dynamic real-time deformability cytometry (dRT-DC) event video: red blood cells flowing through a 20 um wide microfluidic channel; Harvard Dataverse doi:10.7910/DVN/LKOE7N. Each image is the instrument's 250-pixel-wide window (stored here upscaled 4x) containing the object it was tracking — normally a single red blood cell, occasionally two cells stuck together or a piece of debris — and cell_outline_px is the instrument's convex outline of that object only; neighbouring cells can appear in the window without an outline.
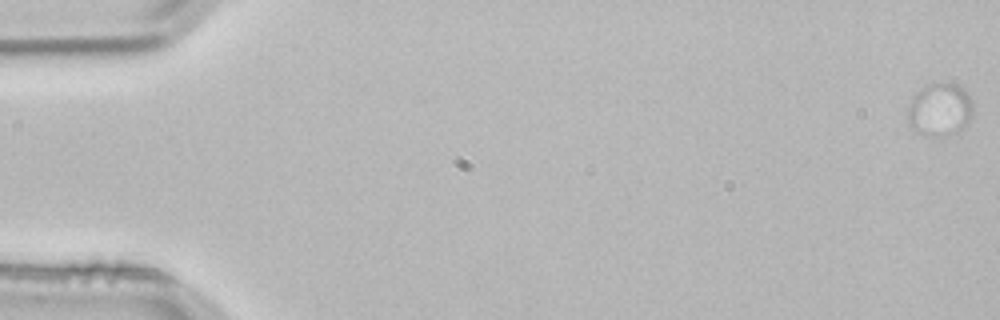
{"species": "common noctule bat (a hibernating species)", "species_latin": "Nyctalus noctula", "temperature_condition": "room temperature", "stored_images_in_passage": 2, "camera_frame_rate_fps": 3000, "um_per_image_px": 0.085, "animal": {"sex": "male", "body_mass_g": 21.5, "forearm_length_mm": 52.0}, "frame": {"image": 1, "passage_image": 1, "time_ms": 0.0, "image_size_px": [1000, 320], "cell_outline_px": [[972, 112], [968, 120], [956, 132], [932, 136], [924, 136], [916, 132], [908, 124], [908, 104], [912, 96], [920, 88], [928, 84], [956, 84], [972, 100]], "centroid_in_image_um": [79.81, 9.32], "position_along_channel_um": 5.2, "area_um2": 19.71}}